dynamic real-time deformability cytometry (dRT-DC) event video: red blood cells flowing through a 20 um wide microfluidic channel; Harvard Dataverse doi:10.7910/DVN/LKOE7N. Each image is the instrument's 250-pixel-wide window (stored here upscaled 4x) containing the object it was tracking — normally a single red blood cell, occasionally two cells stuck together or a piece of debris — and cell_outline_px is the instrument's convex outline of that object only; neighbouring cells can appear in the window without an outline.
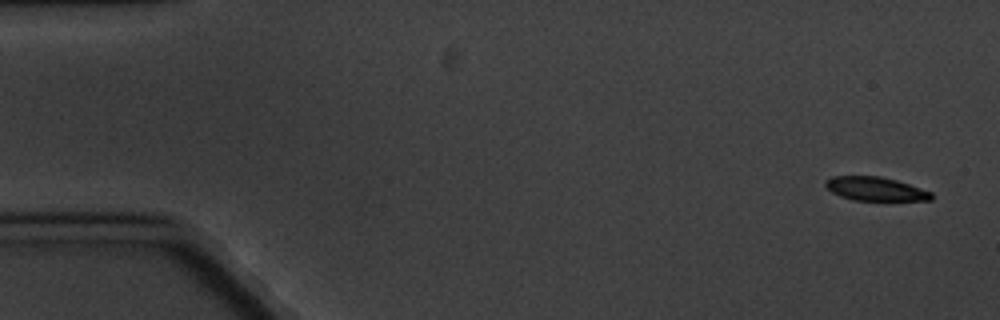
{"species": "common noctule bat (a hibernating species)", "species_latin": "Nyctalus noctula", "temperature_condition": "cold", "stored_images_in_passage": 5, "camera_frame_rate_fps": 3000, "um_per_image_px": 0.085, "animal": {"sex": "male", "body_mass_g": 20.1, "forearm_length_mm": 53.5}, "frame": {"image": 1, "passage_image": 1, "time_ms": 0.0, "image_size_px": [1000, 320], "cell_outline_px": [[932, 200], [852, 200], [840, 196], [832, 192], [824, 184], [824, 180], [832, 176], [880, 176], [896, 180], [932, 192]], "centroid_in_image_um": [74.37, 16.05], "position_along_channel_um": 10.6, "area_um2": 14.57}}
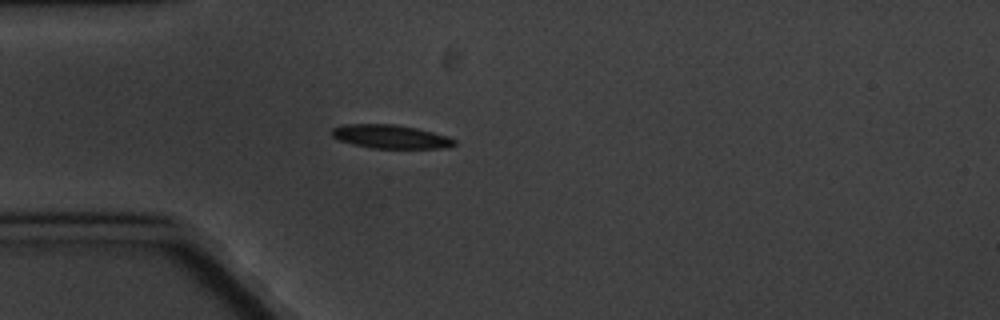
{"frame": {"image": 2, "passage_image": 4, "time_ms": 4.667, "image_size_px": [1000, 320], "cell_outline_px": [[456, 144], [448, 148], [372, 148], [352, 144], [340, 140], [332, 136], [328, 132], [332, 128], [344, 124], [396, 124], [416, 128], [448, 136], [456, 140]], "centroid_in_image_um": [33.18, 11.61], "position_along_channel_um": 51.8, "area_um2": 16.99}}